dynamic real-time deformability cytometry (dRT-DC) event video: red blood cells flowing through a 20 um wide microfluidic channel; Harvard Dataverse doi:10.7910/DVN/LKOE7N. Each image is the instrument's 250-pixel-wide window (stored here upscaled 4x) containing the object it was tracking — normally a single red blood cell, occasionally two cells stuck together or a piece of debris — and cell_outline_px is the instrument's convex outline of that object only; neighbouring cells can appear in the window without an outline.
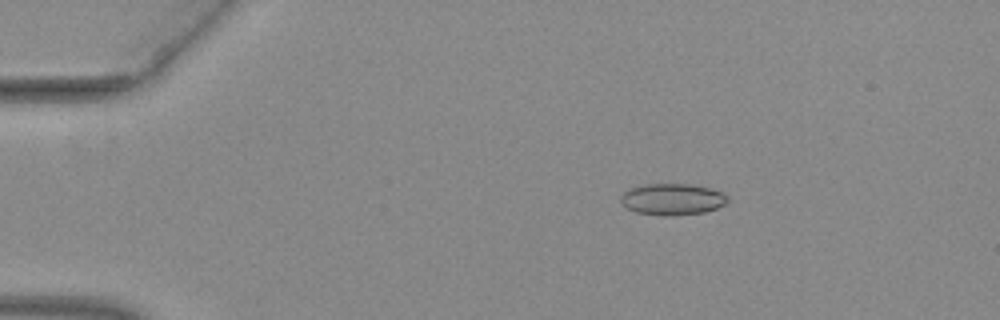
{"species": "common noctule bat (a hibernating species)", "species_latin": "Nyctalus noctula", "temperature_condition": "warm", "stored_images_in_passage": 49, "camera_frame_rate_fps": 3000, "um_per_image_px": 0.085, "animal": {"sex": "female", "body_mass_g": 29.2, "forearm_length_mm": 56.3}, "frame": {"image": 1, "passage_image": 6, "time_ms": 1.667, "image_size_px": [1000, 320], "cell_outline_px": [[728, 200], [724, 204], [716, 208], [704, 212], [672, 216], [664, 216], [636, 212], [628, 208], [620, 200], [620, 196], [624, 192], [632, 188], [644, 184], [692, 184], [712, 188], [724, 192], [728, 196]], "centroid_in_image_um": [57.19, 16.93], "position_along_channel_um": 27.8, "area_um2": 19.65}}
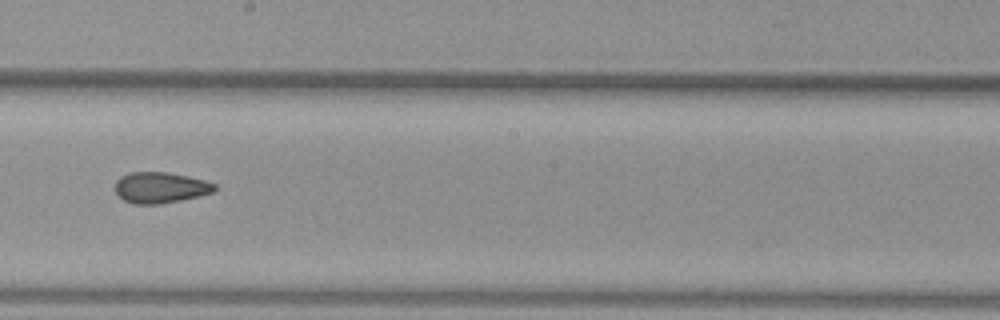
{"frame": {"image": 2, "passage_image": 27, "time_ms": 8.667, "image_size_px": [1000, 320], "cell_outline_px": [[216, 188], [212, 192], [180, 200], [160, 204], [132, 204], [124, 200], [116, 192], [116, 180], [120, 176], [128, 172], [168, 172], [204, 180], [216, 184]], "centroid_in_image_um": [13.59, 15.94], "position_along_channel_um": 234.6, "area_um2": 17.8}}
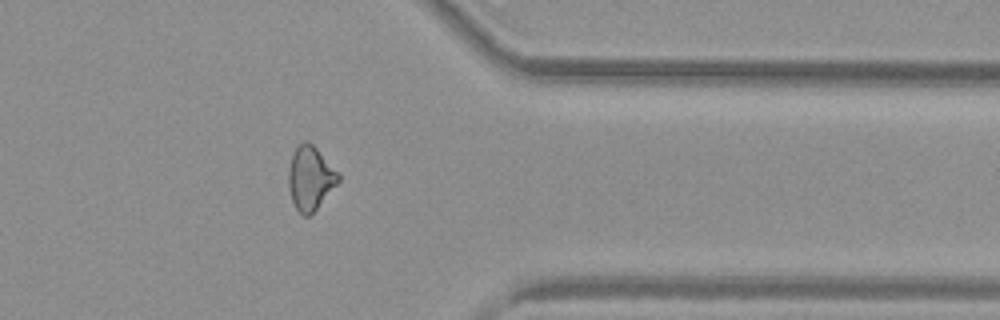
{"frame": {"image": 3, "passage_image": 39, "time_ms": 12.667, "image_size_px": [1000, 320], "cell_outline_px": [[340, 180], [316, 208], [308, 216], [304, 216], [296, 208], [292, 200], [288, 188], [288, 168], [292, 156], [296, 148], [304, 140], [308, 140], [340, 172]], "centroid_in_image_um": [26.38, 15.11], "position_along_channel_um": 385.0, "area_um2": 18.38}, "authors_computed_cell_mechanics": {"area_um2": 18.8428, "velocity_mm_per_s": 4.0159, "shape_relaxation_time_tau1_ms": null, "shape_relaxation_time_tau2_ms": 2.3732, "deformation_change_tau1": null, "deformation_change_tau2": 0.0856}}